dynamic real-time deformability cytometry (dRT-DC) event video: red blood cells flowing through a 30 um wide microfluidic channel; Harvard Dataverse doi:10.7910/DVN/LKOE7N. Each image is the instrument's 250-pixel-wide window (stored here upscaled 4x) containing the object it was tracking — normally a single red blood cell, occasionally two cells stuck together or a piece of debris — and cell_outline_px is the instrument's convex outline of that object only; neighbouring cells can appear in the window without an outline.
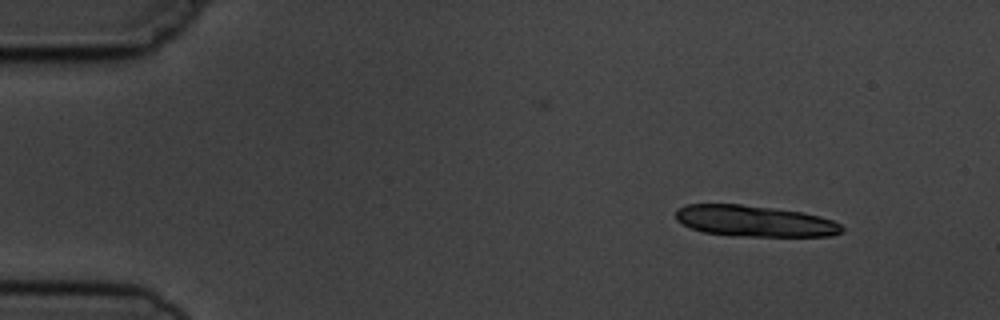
{"species": "common noctule bat (a hibernating species)", "species_latin": "Nyctalus noctula", "temperature_condition": "cold", "stored_images_in_passage": 2, "camera_frame_rate_fps": 3000, "um_per_image_px": 0.085, "animal": {"sex": "male", "body_mass_g": 19.5, "forearm_length_mm": 54.6}, "frame": {"image": 1, "passage_image": 2, "time_ms": 2.0, "image_size_px": [1000, 320], "cell_outline_px": [[844, 232], [832, 236], [728, 236], [704, 232], [692, 228], [676, 220], [676, 212], [680, 208], [688, 204], [740, 204], [804, 212], [820, 216], [832, 220], [840, 224], [844, 228]], "centroid_in_image_um": [64.18, 18.8], "position_along_channel_um": 20.8, "area_um2": 30.23}}